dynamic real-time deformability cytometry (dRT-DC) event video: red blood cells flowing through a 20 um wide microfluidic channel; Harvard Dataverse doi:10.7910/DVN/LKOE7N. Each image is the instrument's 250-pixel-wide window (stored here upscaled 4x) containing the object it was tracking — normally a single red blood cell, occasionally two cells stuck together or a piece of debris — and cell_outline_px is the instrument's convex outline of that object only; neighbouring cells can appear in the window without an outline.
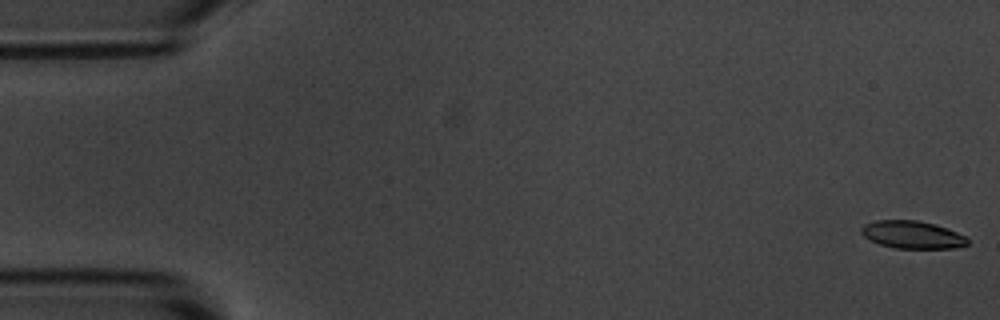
{"species": "common noctule bat (a hibernating species)", "species_latin": "Nyctalus noctula", "temperature_condition": "room temperature", "stored_images_in_passage": 5, "camera_frame_rate_fps": 3000, "um_per_image_px": 0.085, "animal": {"sex": "male", "body_mass_g": 20.1, "forearm_length_mm": 53.5}, "frame": {"image": 1, "passage_image": 1, "time_ms": 0.0, "image_size_px": [1000, 320], "cell_outline_px": [[968, 244], [952, 248], [896, 248], [880, 244], [864, 236], [860, 232], [860, 228], [864, 224], [876, 220], [916, 220], [936, 224], [968, 236]], "centroid_in_image_um": [77.56, 19.94], "position_along_channel_um": 7.4, "area_um2": 17.11}}